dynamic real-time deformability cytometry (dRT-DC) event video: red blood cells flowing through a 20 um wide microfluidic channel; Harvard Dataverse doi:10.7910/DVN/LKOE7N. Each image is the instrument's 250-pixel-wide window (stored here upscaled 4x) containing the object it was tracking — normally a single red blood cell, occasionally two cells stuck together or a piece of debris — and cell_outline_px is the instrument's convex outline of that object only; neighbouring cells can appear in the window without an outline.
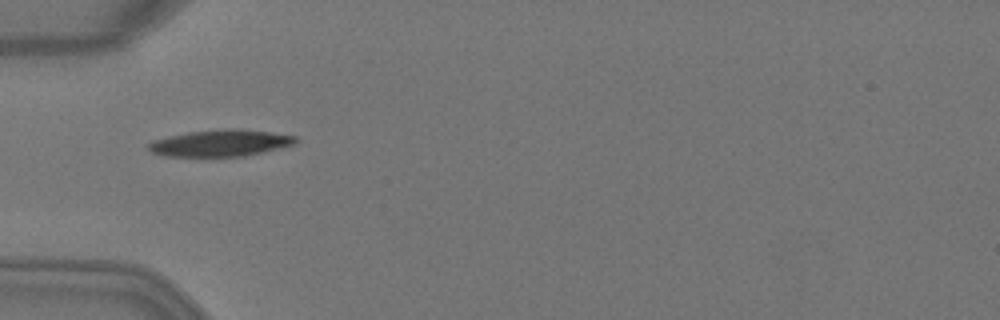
{"species": "Egyptian fruit bat (a non-hibernating species)", "species_latin": "Rousettus aegyptiacus", "temperature_condition": "warm", "stored_images_in_passage": 5, "camera_frame_rate_fps": 3000, "um_per_image_px": 0.085, "animal": {"sex": "female"}, "frame": {"image": 1, "passage_image": 5, "time_ms": 1.333, "image_size_px": [1000, 320], "cell_outline_px": [[300, 140], [296, 144], [280, 148], [244, 156], [164, 156], [152, 152], [148, 148], [148, 144], [152, 140], [168, 136], [188, 132], [228, 128], [236, 128], [268, 132], [296, 136]], "centroid_in_image_um": [18.76, 12.15], "position_along_channel_um": 66.2, "area_um2": 22.83}}